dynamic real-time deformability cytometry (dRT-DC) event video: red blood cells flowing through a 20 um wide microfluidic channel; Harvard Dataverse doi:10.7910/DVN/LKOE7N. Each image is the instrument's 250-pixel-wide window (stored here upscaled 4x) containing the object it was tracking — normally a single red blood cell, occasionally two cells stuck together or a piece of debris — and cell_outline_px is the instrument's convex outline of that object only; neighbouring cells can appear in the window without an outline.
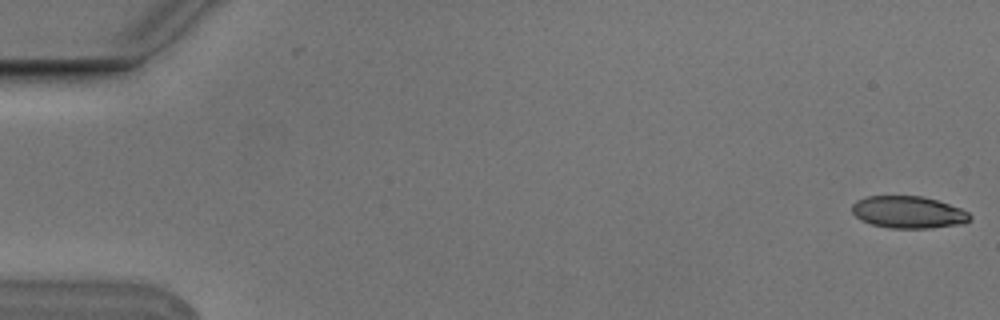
{"species": "Egyptian fruit bat (a non-hibernating species)", "species_latin": "Rousettus aegyptiacus", "temperature_condition": "cold", "stored_images_in_passage": 2, "camera_frame_rate_fps": 3000, "um_per_image_px": 0.085, "animal": {"sex": "male"}, "frame": {"image": 1, "passage_image": 1, "time_ms": 0.0, "image_size_px": [1000, 320], "cell_outline_px": [[972, 220], [964, 224], [932, 228], [888, 228], [872, 224], [860, 220], [852, 212], [852, 204], [856, 200], [868, 196], [920, 196], [936, 200], [960, 208], [968, 212], [972, 216]], "centroid_in_image_um": [77.22, 18.05], "position_along_channel_um": 7.8, "area_um2": 22.2}}